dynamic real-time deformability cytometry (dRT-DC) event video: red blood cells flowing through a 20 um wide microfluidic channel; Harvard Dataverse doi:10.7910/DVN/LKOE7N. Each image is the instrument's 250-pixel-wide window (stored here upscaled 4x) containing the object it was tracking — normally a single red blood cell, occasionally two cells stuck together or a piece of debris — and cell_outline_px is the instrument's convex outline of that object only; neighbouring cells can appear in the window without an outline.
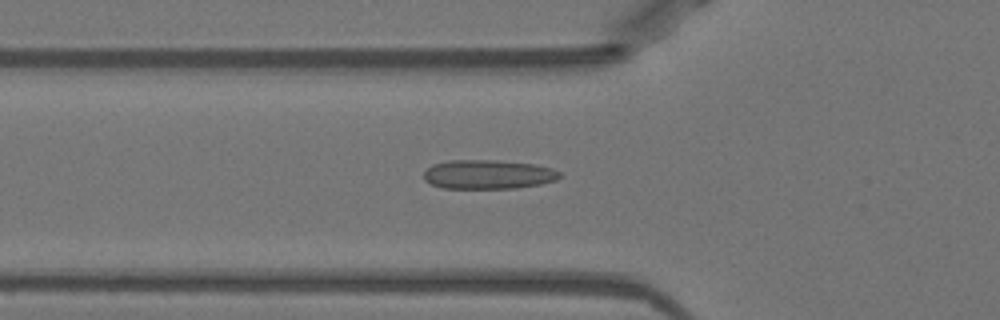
{"species": "Egyptian fruit bat (a non-hibernating species)", "species_latin": "Rousettus aegyptiacus", "temperature_condition": "warm", "stored_images_in_passage": 32, "camera_frame_rate_fps": 3000, "um_per_image_px": 0.085, "animal": {"sex": "female"}, "frame": {"image": 1, "passage_image": 2, "time_ms": 0.333, "image_size_px": [1000, 320], "cell_outline_px": [[564, 176], [556, 180], [540, 184], [516, 188], [444, 188], [432, 184], [424, 180], [424, 172], [432, 164], [448, 160], [496, 160], [536, 164], [552, 168], [560, 172]], "centroid_in_image_um": [41.52, 14.82], "position_along_channel_um": 84.3, "area_um2": 23.24}}
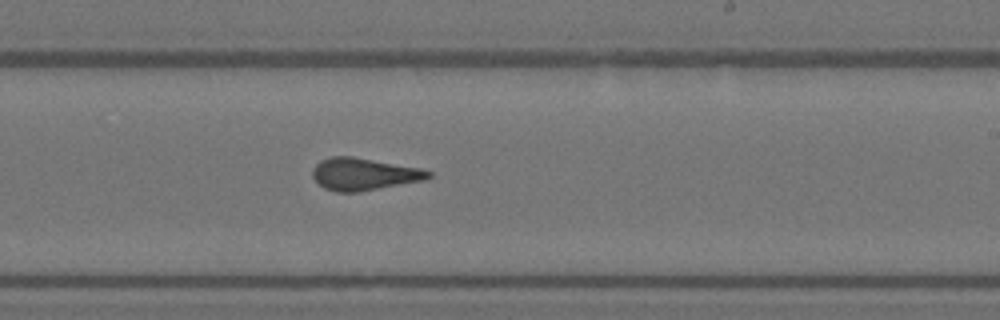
{"frame": {"image": 2, "passage_image": 15, "time_ms": 4.667, "image_size_px": [1000, 320], "cell_outline_px": [[432, 176], [424, 180], [360, 192], [336, 192], [324, 188], [312, 176], [312, 168], [320, 160], [332, 156], [352, 156], [420, 168], [432, 172]], "centroid_in_image_um": [30.91, 14.8], "position_along_channel_um": 258.1, "area_um2": 21.79}}
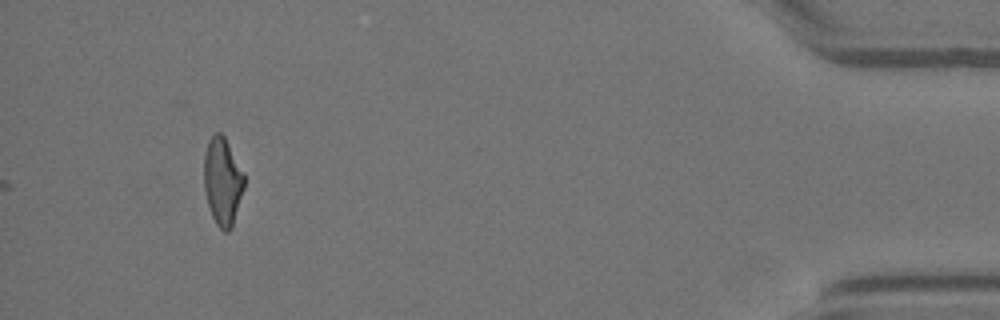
{"frame": {"image": 3, "passage_image": 32, "time_ms": 10.333, "image_size_px": [1000, 320], "cell_outline_px": [[244, 188], [232, 228], [228, 232], [224, 232], [216, 224], [212, 216], [204, 192], [204, 152], [208, 140], [216, 132], [220, 132], [224, 136], [244, 172]], "centroid_in_image_um": [18.91, 15.42], "position_along_channel_um": 416.3, "area_um2": 20.69}, "authors_computed_cell_mechanics": {"area_um2": 21.2126, "velocity_mm_per_s": 3.991, "shape_relaxation_time_tau1_ms": null, "shape_relaxation_time_tau2_ms": 1.4047, "deformation_change_tau1": null, "deformation_change_tau2": 0.0884}}